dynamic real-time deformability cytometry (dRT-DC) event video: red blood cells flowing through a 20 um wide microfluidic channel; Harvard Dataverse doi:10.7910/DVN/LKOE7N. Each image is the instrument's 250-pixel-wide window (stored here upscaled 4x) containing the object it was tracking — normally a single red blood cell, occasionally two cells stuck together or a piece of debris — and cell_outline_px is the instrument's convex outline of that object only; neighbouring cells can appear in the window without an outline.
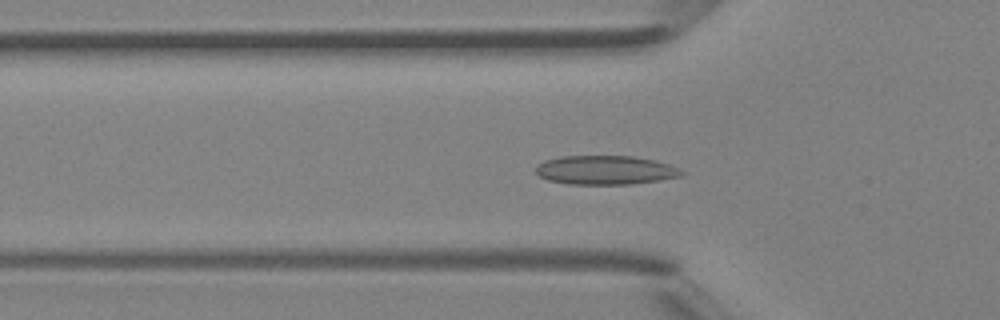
{"species": "Egyptian fruit bat (a non-hibernating species)", "species_latin": "Rousettus aegyptiacus", "temperature_condition": "room temperature", "stored_images_in_passage": 47, "camera_frame_rate_fps": 3000, "um_per_image_px": 0.085, "animal": {"sex": "female"}, "frame": {"image": 1, "passage_image": 15, "time_ms": 4.667, "image_size_px": [1000, 320], "cell_outline_px": [[684, 172], [680, 176], [660, 180], [632, 184], [568, 184], [548, 180], [540, 176], [536, 172], [536, 164], [544, 160], [560, 156], [632, 156], [656, 160], [668, 164]], "centroid_in_image_um": [51.42, 14.45], "position_along_channel_um": 74.4, "area_um2": 24.62}}
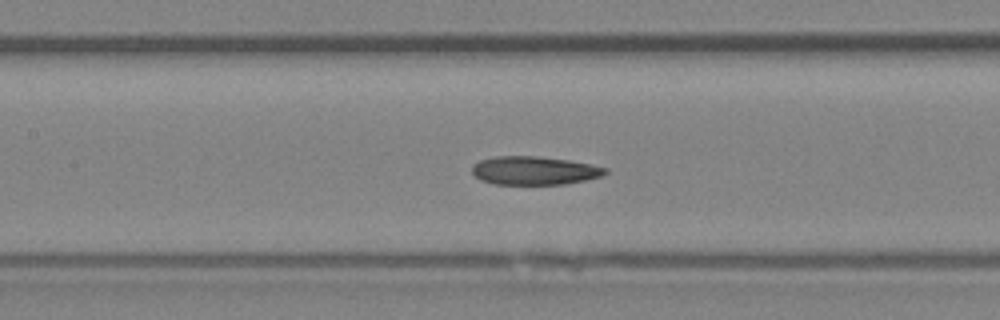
{"frame": {"image": 2, "passage_image": 21, "time_ms": 6.667, "image_size_px": [1000, 320], "cell_outline_px": [[608, 172], [604, 176], [564, 184], [492, 184], [480, 180], [472, 172], [472, 164], [480, 160], [496, 156], [536, 156], [568, 160], [592, 164], [608, 168]], "centroid_in_image_um": [45.42, 14.5], "position_along_channel_um": 162.0, "area_um2": 22.2}}
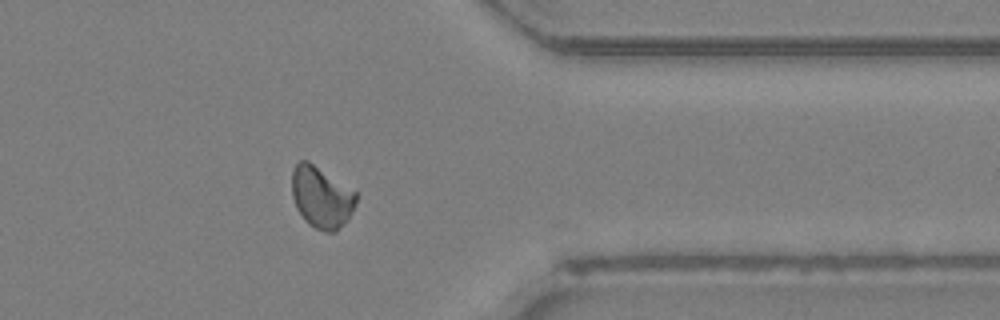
{"frame": {"image": 3, "passage_image": 37, "time_ms": 12.0, "image_size_px": [1000, 320], "cell_outline_px": [[356, 204], [348, 220], [336, 232], [324, 232], [308, 224], [296, 208], [292, 196], [292, 168], [300, 160], [308, 160], [356, 192]], "centroid_in_image_um": [27.31, 16.77], "position_along_channel_um": 384.1, "area_um2": 23.12}, "authors_computed_cell_mechanics": {"area_um2": 22.7154, "velocity_mm_per_s": 4.3859, "shape_relaxation_time_tau1_ms": null, "shape_relaxation_time_tau2_ms": 9.4588, "deformation_change_tau1": null, "deformation_change_tau2": 0.1697}}